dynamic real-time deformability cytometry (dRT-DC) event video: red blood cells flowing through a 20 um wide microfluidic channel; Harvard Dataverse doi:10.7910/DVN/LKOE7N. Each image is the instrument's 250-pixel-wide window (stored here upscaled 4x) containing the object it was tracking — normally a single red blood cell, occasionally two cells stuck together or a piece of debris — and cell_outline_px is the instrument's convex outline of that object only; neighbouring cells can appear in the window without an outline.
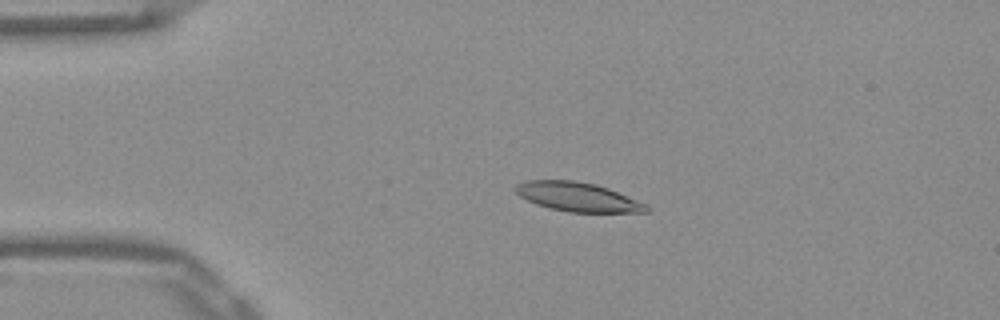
{"species": "Egyptian fruit bat (a non-hibernating species)", "species_latin": "Rousettus aegyptiacus", "temperature_condition": "warm", "stored_images_in_passage": 43, "camera_frame_rate_fps": 3000, "um_per_image_px": 0.085, "frame": {"image": 1, "passage_image": 2, "time_ms": 0.333, "image_size_px": [1000, 320], "cell_outline_px": [[652, 208], [648, 212], [568, 212], [536, 204], [520, 196], [516, 192], [516, 184], [524, 180], [572, 180], [596, 184], [608, 188], [648, 204]], "centroid_in_image_um": [49.15, 16.73], "position_along_channel_um": 35.9, "area_um2": 22.2}}
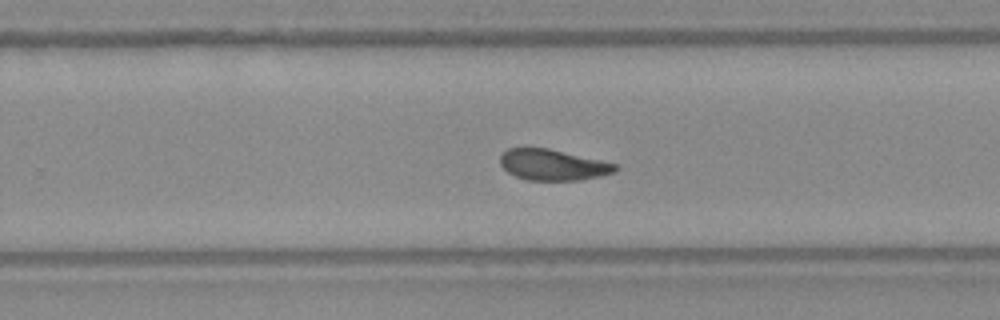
{"frame": {"image": 2, "passage_image": 24, "time_ms": 7.667, "image_size_px": [1000, 320], "cell_outline_px": [[620, 168], [616, 172], [600, 176], [580, 180], [528, 180], [516, 176], [508, 172], [500, 164], [500, 156], [508, 148], [548, 148], [600, 160], [616, 164]], "centroid_in_image_um": [47.01, 14.01], "position_along_channel_um": 282.8, "area_um2": 20.63}}
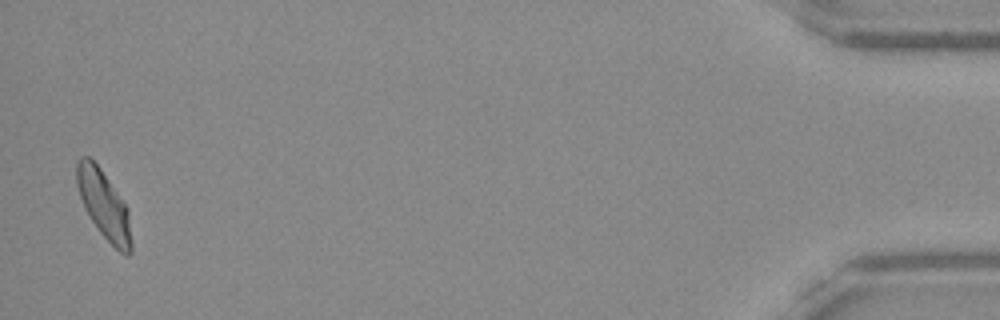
{"frame": {"image": 3, "passage_image": 42, "time_ms": 13.667, "image_size_px": [1000, 320], "cell_outline_px": [[132, 252], [128, 256], [120, 252], [100, 232], [84, 208], [76, 184], [76, 160], [80, 156], [88, 156], [100, 168], [128, 208], [132, 240]], "centroid_in_image_um": [8.83, 17.4], "position_along_channel_um": 426.4, "area_um2": 21.62}, "authors_computed_cell_mechanics": {"area_um2": 21.6172, "velocity_mm_per_s": 3.8805, "shape_relaxation_time_tau1_ms": 7.1242, "shape_relaxation_time_tau2_ms": 1.6984, "deformation_change_tau1": 0.2143, "deformation_change_tau2": 0.0826}}